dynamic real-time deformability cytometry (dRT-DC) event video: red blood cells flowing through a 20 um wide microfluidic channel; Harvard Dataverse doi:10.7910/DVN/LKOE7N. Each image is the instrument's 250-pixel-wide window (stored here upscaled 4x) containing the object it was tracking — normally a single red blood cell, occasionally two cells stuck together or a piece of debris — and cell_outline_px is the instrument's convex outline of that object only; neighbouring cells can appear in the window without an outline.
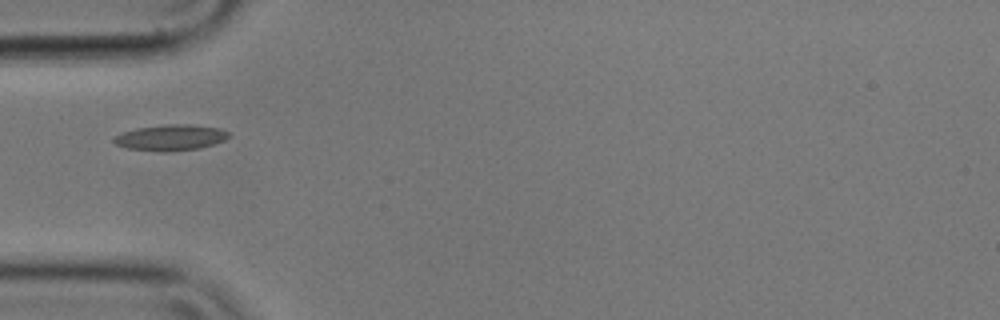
{"species": "common noctule bat (a hibernating species)", "species_latin": "Nyctalus noctula", "temperature_condition": "cold", "stored_images_in_passage": 7, "camera_frame_rate_fps": 3000, "um_per_image_px": 0.085, "animal": {"sex": "male", "body_mass_g": 17.9}, "frame": {"image": 1, "passage_image": 1, "time_ms": 0.0, "image_size_px": [1000, 320], "cell_outline_px": [[232, 136], [224, 140], [212, 144], [196, 148], [164, 152], [160, 152], [128, 148], [116, 144], [112, 140], [116, 136], [124, 132], [136, 128], [164, 124], [192, 124], [220, 128], [228, 132]], "centroid_in_image_um": [14.52, 11.68], "position_along_channel_um": 70.5, "area_um2": 17.22}}
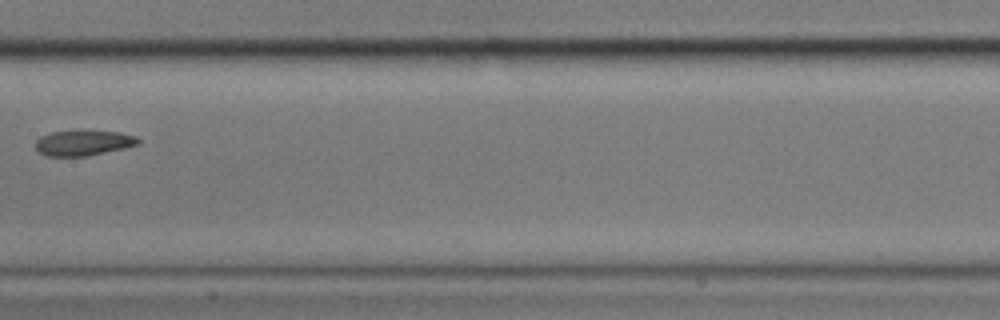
{"frame": {"image": 2, "passage_image": 4, "time_ms": 1.0, "image_size_px": [1000, 320], "cell_outline_px": [[140, 144], [124, 148], [88, 156], [48, 156], [40, 152], [36, 148], [36, 140], [40, 136], [52, 132], [120, 132], [136, 136], [140, 140]], "centroid_in_image_um": [7.11, 12.16], "position_along_channel_um": 200.3, "area_um2": 14.8}}
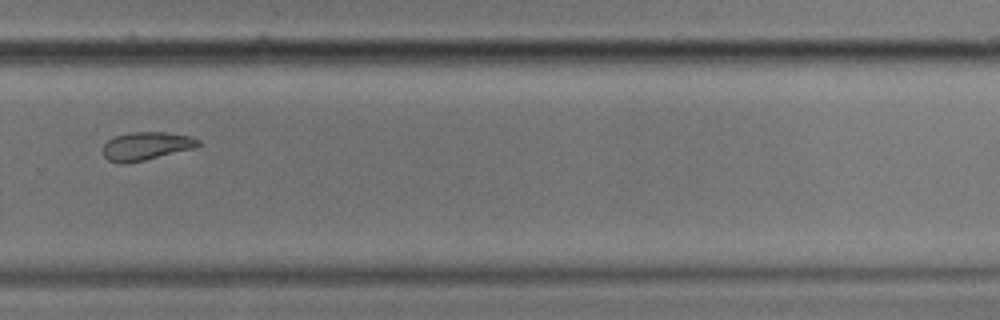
{"frame": {"image": 3, "passage_image": 7, "time_ms": 2.0, "image_size_px": [1000, 320], "cell_outline_px": [[200, 144], [192, 148], [144, 160], [124, 164], [120, 164], [108, 160], [104, 156], [104, 144], [108, 140], [116, 136], [132, 132], [168, 132], [192, 136], [200, 140]], "centroid_in_image_um": [12.42, 12.41], "position_along_channel_um": 317.4, "area_um2": 15.49}}